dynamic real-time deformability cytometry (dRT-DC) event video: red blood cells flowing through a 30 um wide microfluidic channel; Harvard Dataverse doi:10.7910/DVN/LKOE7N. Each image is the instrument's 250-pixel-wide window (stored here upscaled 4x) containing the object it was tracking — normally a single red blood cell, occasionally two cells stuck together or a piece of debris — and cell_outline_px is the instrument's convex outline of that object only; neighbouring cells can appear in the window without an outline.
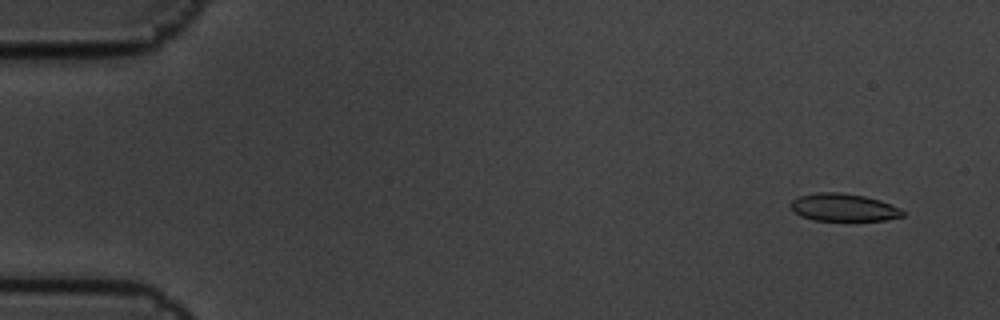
{"species": "common noctule bat (a hibernating species)", "species_latin": "Nyctalus noctula", "temperature_condition": "cold", "stored_images_in_passage": 6, "camera_frame_rate_fps": 3000, "um_per_image_px": 0.085, "animal": {"sex": "male", "body_mass_g": 19.5, "forearm_length_mm": 54.6}, "frame": {"image": 1, "passage_image": 2, "time_ms": 0.333, "image_size_px": [1000, 320], "cell_outline_px": [[904, 216], [884, 220], [812, 220], [800, 216], [792, 212], [788, 204], [792, 200], [800, 196], [816, 192], [840, 192], [864, 196], [880, 200], [900, 208], [904, 212]], "centroid_in_image_um": [71.64, 17.63], "position_along_channel_um": 13.4, "area_um2": 18.15}}
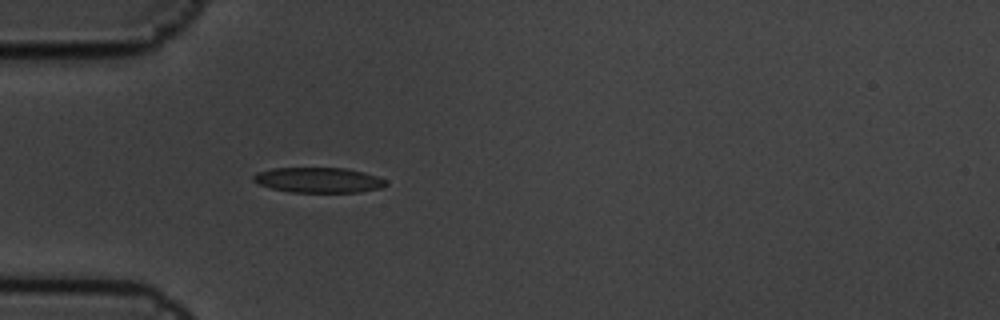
{"frame": {"image": 2, "passage_image": 6, "time_ms": 1.667, "image_size_px": [1000, 320], "cell_outline_px": [[388, 184], [380, 188], [360, 192], [292, 192], [272, 188], [260, 184], [252, 180], [252, 176], [256, 172], [272, 168], [344, 168], [364, 172], [388, 180]], "centroid_in_image_um": [27.08, 15.3], "position_along_channel_um": 57.9, "area_um2": 19.48}}